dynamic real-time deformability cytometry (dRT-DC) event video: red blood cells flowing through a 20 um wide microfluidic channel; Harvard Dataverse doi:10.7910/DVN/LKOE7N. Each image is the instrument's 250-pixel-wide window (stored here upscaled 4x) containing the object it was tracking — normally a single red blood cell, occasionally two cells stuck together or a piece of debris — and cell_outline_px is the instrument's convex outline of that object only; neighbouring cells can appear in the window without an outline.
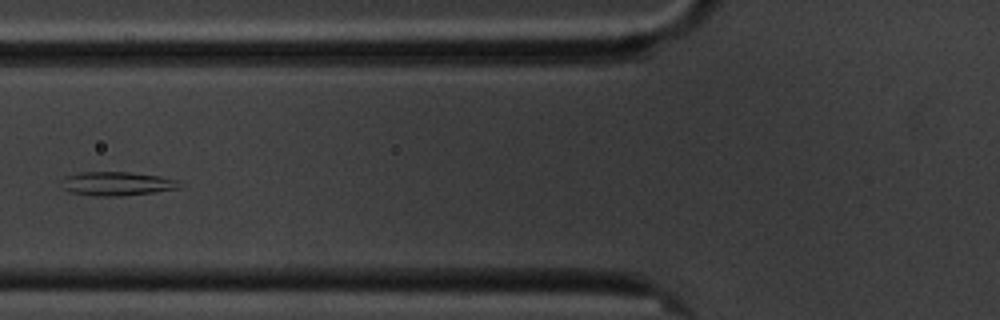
{"species": "common noctule bat (a hibernating species)", "species_latin": "Nyctalus noctula", "temperature_condition": "cold", "stored_images_in_passage": 2, "camera_frame_rate_fps": 3000, "um_per_image_px": 0.085, "animal": {"sex": "male", "body_mass_g": 20.1, "forearm_length_mm": 53.5}, "frame": {"image": 1, "passage_image": 2, "time_ms": 1.333, "image_size_px": [1000, 320], "cell_outline_px": [[184, 188], [120, 196], [96, 196], [72, 192], [64, 188], [60, 180], [64, 176], [80, 172], [128, 172], [160, 176], [180, 180]], "centroid_in_image_um": [9.99, 15.6], "position_along_channel_um": 115.8, "area_um2": 16.53}}